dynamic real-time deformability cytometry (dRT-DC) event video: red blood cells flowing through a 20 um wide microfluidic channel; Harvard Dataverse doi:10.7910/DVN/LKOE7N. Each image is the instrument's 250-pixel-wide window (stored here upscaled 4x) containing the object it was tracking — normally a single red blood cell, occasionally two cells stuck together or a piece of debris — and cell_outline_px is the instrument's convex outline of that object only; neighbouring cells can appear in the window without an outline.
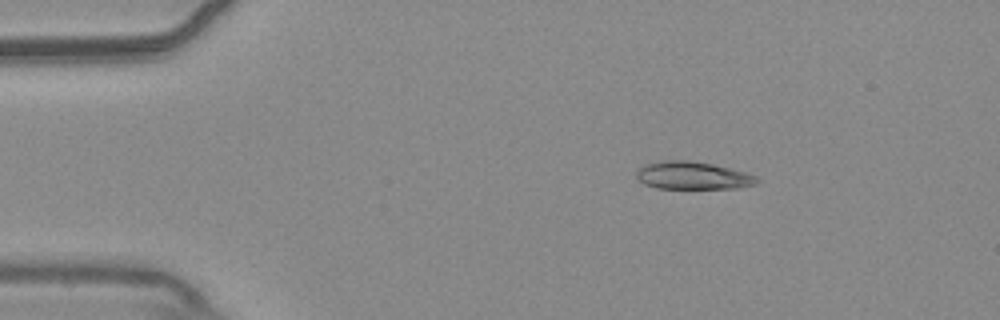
{"species": "common noctule bat (a hibernating species)", "species_latin": "Nyctalus noctula", "temperature_condition": "warm", "stored_images_in_passage": 47, "camera_frame_rate_fps": 3000, "um_per_image_px": 0.085, "animal": {"sex": "male", "body_mass_g": 20.4}, "frame": {"image": 1, "passage_image": 1, "time_ms": 0.0, "image_size_px": [1000, 320], "cell_outline_px": [[760, 180], [756, 184], [736, 188], [656, 188], [644, 184], [636, 176], [636, 168], [660, 160], [688, 160], [712, 164], [744, 172], [756, 176]], "centroid_in_image_um": [58.85, 14.92], "position_along_channel_um": 26.1, "area_um2": 19.36}}
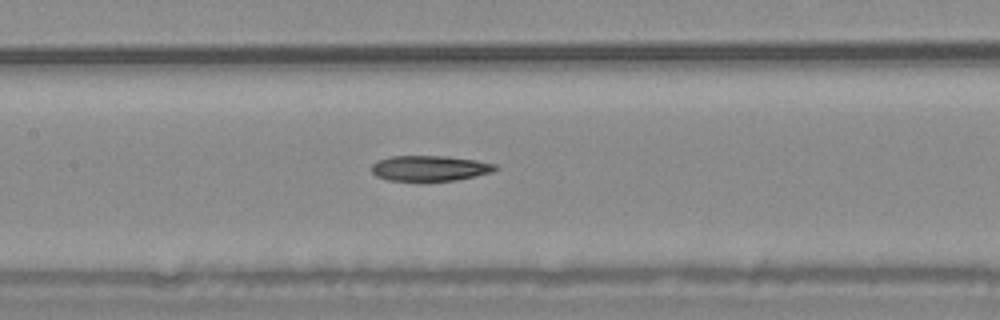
{"frame": {"image": 2, "passage_image": 18, "time_ms": 5.667, "image_size_px": [1000, 320], "cell_outline_px": [[496, 168], [492, 172], [456, 180], [388, 180], [376, 176], [372, 172], [372, 164], [376, 160], [392, 156], [444, 156], [476, 160], [496, 164]], "centroid_in_image_um": [36.5, 14.29], "position_along_channel_um": 170.9, "area_um2": 18.09}}
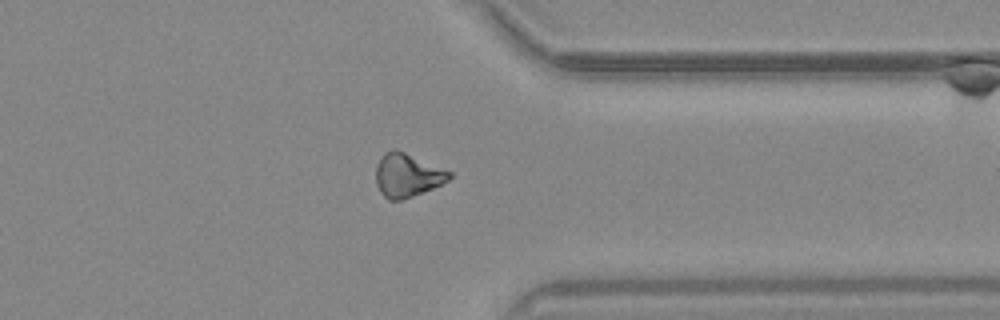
{"frame": {"image": 3, "passage_image": 35, "time_ms": 11.333, "image_size_px": [1000, 320], "cell_outline_px": [[452, 176], [448, 180], [432, 188], [412, 196], [400, 200], [388, 200], [380, 192], [376, 184], [376, 164], [380, 156], [384, 152], [392, 148], [396, 148], [452, 172]], "centroid_in_image_um": [34.57, 14.87], "position_along_channel_um": 376.8, "area_um2": 18.67}, "authors_computed_cell_mechanics": {"area_um2": 18.9584, "velocity_mm_per_s": 3.7055, "shape_relaxation_time_tau1_ms": 5.8045, "shape_relaxation_time_tau2_ms": null, "deformation_change_tau1": 0.13, "deformation_change_tau2": null}}